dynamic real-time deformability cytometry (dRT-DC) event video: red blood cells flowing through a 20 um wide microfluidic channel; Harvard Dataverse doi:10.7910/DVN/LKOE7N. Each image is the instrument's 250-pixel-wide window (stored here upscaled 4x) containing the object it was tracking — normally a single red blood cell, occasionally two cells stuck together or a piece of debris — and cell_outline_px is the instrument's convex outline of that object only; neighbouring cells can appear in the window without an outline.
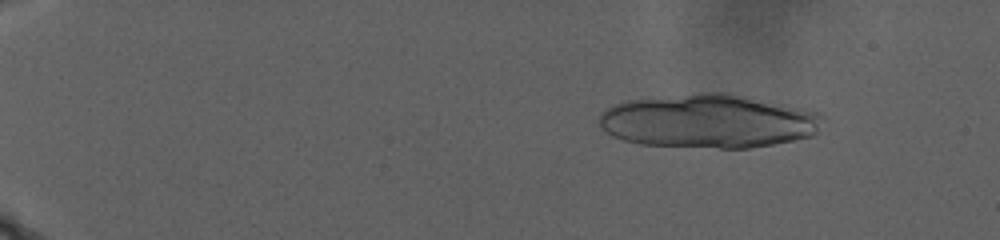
{"species": "human", "species_latin": "Homo sapiens", "temperature_condition": "warm", "stored_images_in_passage": 23, "camera_frame_rate_fps": 3000, "um_per_image_px": 0.085, "donor": {"sex": "male"}, "frame": {"image": 1, "passage_image": 7, "time_ms": 4.333, "image_size_px": [1000, 240], "cell_outline_px": [[824, 120], [816, 132], [812, 136], [772, 144], [748, 148], [720, 148], [640, 144], [624, 140], [612, 136], [600, 124], [600, 116], [608, 108], [616, 104], [628, 100], [700, 92], [728, 92], [804, 108], [820, 112], [824, 116]], "centroid_in_image_um": [60.28, 10.28], "position_along_channel_um": 24.7, "area_um2": 70.0}}